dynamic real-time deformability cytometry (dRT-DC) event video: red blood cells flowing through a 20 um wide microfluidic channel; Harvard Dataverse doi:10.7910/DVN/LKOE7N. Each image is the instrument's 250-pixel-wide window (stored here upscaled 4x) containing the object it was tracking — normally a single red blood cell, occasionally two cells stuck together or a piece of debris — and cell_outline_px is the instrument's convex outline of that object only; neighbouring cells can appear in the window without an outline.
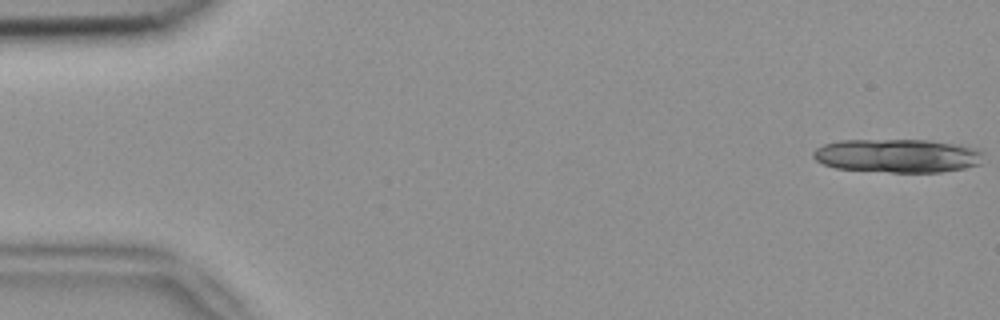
{"species": "common noctule bat (a hibernating species)", "species_latin": "Nyctalus noctula", "temperature_condition": "room temperature", "stored_images_in_passage": 9, "camera_frame_rate_fps": 3000, "um_per_image_px": 0.085, "animal": {"sex": "female", "body_mass_g": 18.4}, "frame": {"image": 1, "passage_image": 1, "time_ms": 0.0, "image_size_px": [1000, 320], "cell_outline_px": [[984, 152], [980, 164], [964, 168], [940, 172], [892, 172], [836, 168], [824, 164], [816, 160], [812, 156], [812, 152], [816, 148], [824, 144], [840, 140], [928, 140], [960, 144], [976, 148]], "centroid_in_image_um": [76.31, 13.23], "position_along_channel_um": 8.7, "area_um2": 33.41}}
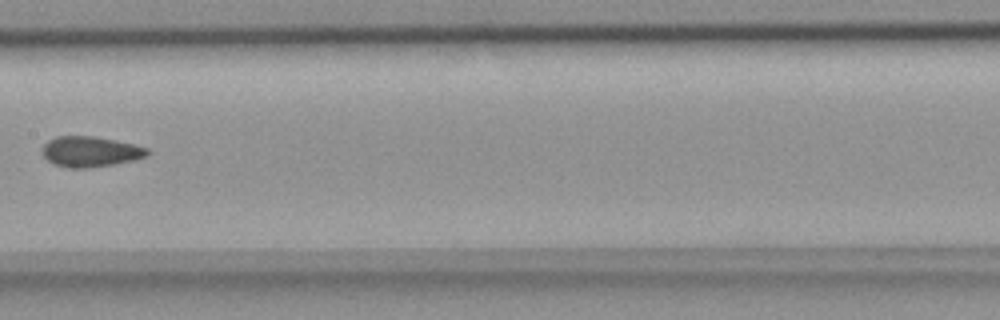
{"frame": {"image": 2, "passage_image": 8, "time_ms": 2.333, "image_size_px": [1000, 320], "cell_outline_px": [[152, 152], [144, 156], [132, 160], [112, 164], [88, 168], [68, 168], [52, 164], [40, 152], [40, 148], [48, 140], [56, 136], [92, 136], [116, 140], [148, 148]], "centroid_in_image_um": [7.62, 12.88], "position_along_channel_um": 199.8, "area_um2": 18.73}}
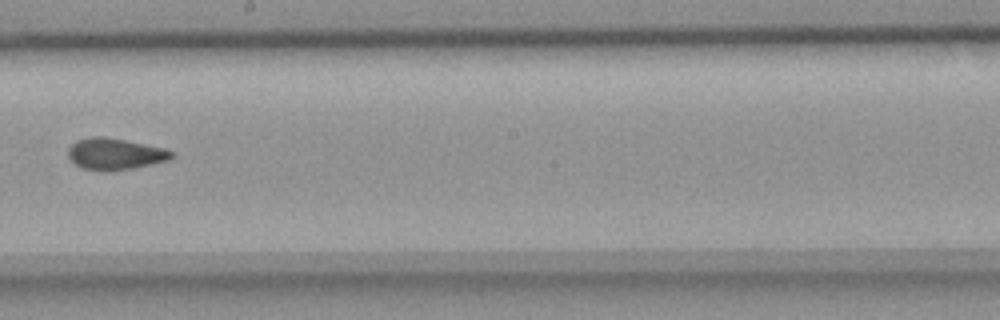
{"frame": {"image": 3, "passage_image": 9, "time_ms": 2.667, "image_size_px": [1000, 320], "cell_outline_px": [[176, 152], [168, 160], [152, 164], [132, 168], [108, 172], [104, 172], [80, 168], [68, 156], [68, 148], [76, 140], [92, 136], [104, 136], [164, 148]], "centroid_in_image_um": [9.75, 13.09], "position_along_channel_um": 238.4, "area_um2": 19.07}}